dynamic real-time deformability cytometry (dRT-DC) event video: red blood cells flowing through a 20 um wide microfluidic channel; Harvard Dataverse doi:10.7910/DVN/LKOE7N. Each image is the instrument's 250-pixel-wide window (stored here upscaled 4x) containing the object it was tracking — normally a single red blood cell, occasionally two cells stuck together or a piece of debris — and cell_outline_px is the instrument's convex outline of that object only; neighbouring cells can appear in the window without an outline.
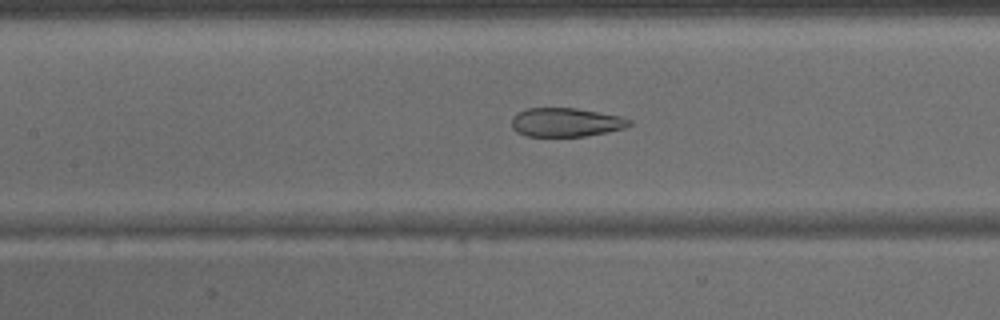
{"species": "common noctule bat (a hibernating species)", "species_latin": "Nyctalus noctula", "temperature_condition": "warm", "stored_images_in_passage": 44, "camera_frame_rate_fps": 3000, "um_per_image_px": 0.085, "animal": {"sex": "male", "body_mass_g": 15.6}, "frame": {"image": 1, "passage_image": 20, "time_ms": 6.333, "image_size_px": [1000, 320], "cell_outline_px": [[632, 124], [624, 128], [608, 132], [584, 136], [528, 136], [516, 132], [512, 128], [512, 116], [516, 112], [528, 108], [576, 108], [620, 116], [632, 120]], "centroid_in_image_um": [48.09, 10.39], "position_along_channel_um": 159.3, "area_um2": 19.83}}
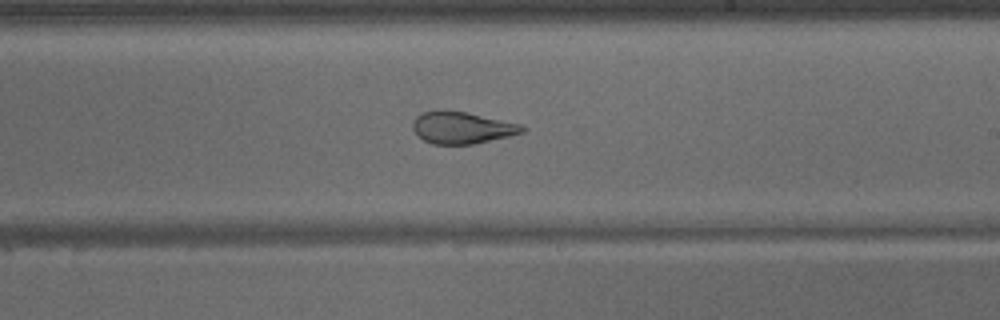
{"frame": {"image": 2, "passage_image": 26, "time_ms": 8.333, "image_size_px": [1000, 320], "cell_outline_px": [[528, 128], [524, 132], [508, 136], [472, 144], [432, 144], [424, 140], [412, 128], [412, 120], [416, 116], [424, 112], [436, 108], [444, 108], [524, 124]], "centroid_in_image_um": [39.26, 10.82], "position_along_channel_um": 249.7, "area_um2": 20.63}}
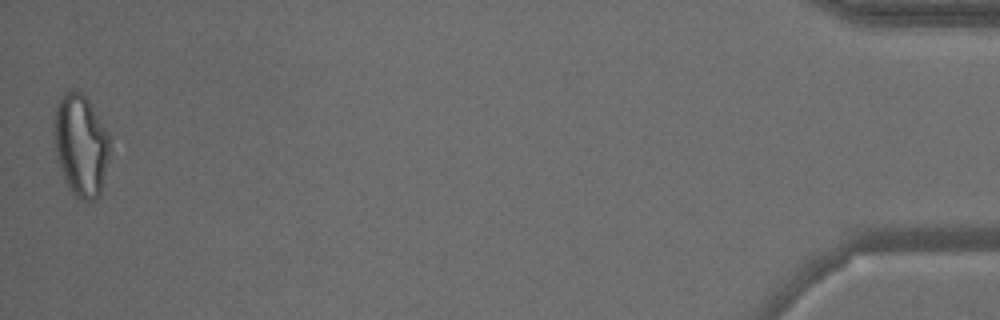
{"frame": {"image": 3, "passage_image": 44, "time_ms": 14.333, "image_size_px": [1000, 320], "cell_outline_px": [[108, 156], [100, 196], [96, 200], [80, 200], [68, 188], [64, 180], [60, 168], [52, 140], [52, 120], [56, 108], [60, 100], [72, 88], [84, 92], [108, 132]], "centroid_in_image_um": [6.83, 12.33], "position_along_channel_um": 428.4, "area_um2": 33.41}}